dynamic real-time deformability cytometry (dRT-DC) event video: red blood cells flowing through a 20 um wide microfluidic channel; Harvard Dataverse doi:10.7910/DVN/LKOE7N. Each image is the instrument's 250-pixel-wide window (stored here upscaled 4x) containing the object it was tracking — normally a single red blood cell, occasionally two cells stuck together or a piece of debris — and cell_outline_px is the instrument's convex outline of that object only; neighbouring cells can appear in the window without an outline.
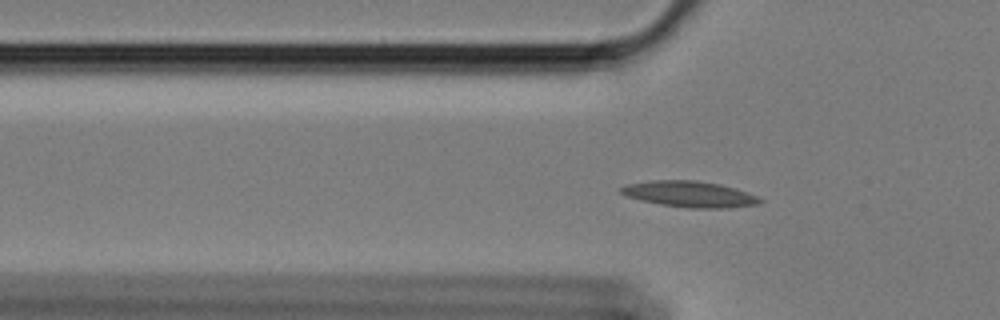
{"species": "Egyptian fruit bat (a non-hibernating species)", "species_latin": "Rousettus aegyptiacus", "temperature_condition": "cold", "stored_images_in_passage": 51, "camera_frame_rate_fps": 3000, "um_per_image_px": 0.085, "animal": {"sex": "female"}, "frame": {"image": 1, "passage_image": 10, "time_ms": 3.0, "image_size_px": [1000, 320], "cell_outline_px": [[764, 200], [760, 204], [728, 208], [688, 208], [660, 204], [640, 200], [628, 196], [620, 192], [620, 188], [628, 184], [652, 180], [696, 180], [720, 184], [748, 192], [760, 196]], "centroid_in_image_um": [58.68, 16.5], "position_along_channel_um": 67.1, "area_um2": 21.15}}
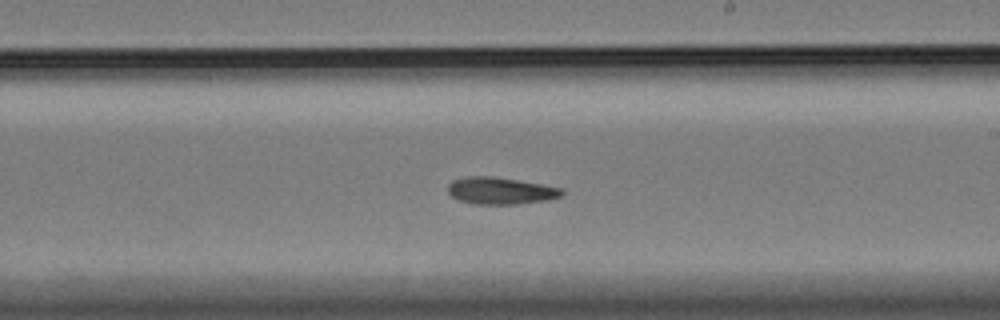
{"frame": {"image": 2, "passage_image": 26, "time_ms": 8.333, "image_size_px": [1000, 320], "cell_outline_px": [[564, 192], [560, 196], [548, 200], [516, 204], [472, 204], [456, 200], [448, 192], [448, 184], [452, 180], [468, 176], [492, 176], [564, 188]], "centroid_in_image_um": [42.51, 16.22], "position_along_channel_um": 246.5, "area_um2": 17.98}}
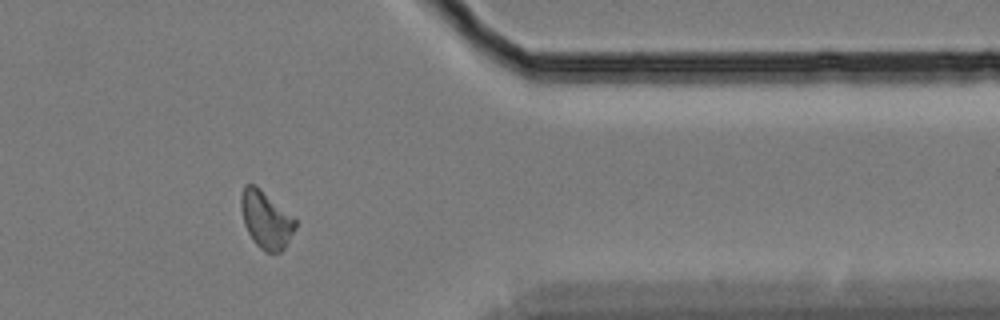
{"frame": {"image": 3, "passage_image": 40, "time_ms": 13.0, "image_size_px": [1000, 320], "cell_outline_px": [[296, 228], [284, 248], [280, 252], [268, 252], [260, 248], [252, 240], [244, 224], [240, 208], [240, 196], [244, 184], [256, 184], [296, 220]], "centroid_in_image_um": [22.58, 18.65], "position_along_channel_um": 388.8, "area_um2": 18.09}}